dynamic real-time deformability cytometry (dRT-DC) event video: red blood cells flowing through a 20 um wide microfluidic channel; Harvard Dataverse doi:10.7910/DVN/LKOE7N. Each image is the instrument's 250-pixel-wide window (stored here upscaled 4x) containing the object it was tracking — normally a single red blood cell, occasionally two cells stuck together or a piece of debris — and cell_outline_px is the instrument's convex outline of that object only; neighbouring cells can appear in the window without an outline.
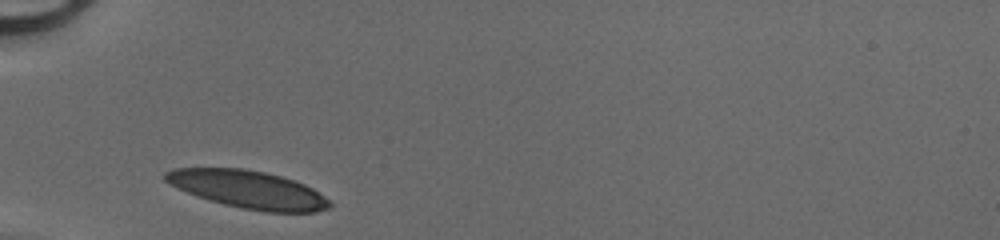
{"species": "human", "species_latin": "Homo sapiens", "temperature_condition": "cold", "stored_images_in_passage": 25, "camera_frame_rate_fps": 3000, "um_per_image_px": 0.085, "donor": {"sex": "male"}, "frame": {"image": 1, "passage_image": 1, "time_ms": 0.0, "image_size_px": [1000, 240], "cell_outline_px": [[332, 204], [328, 208], [316, 212], [264, 212], [240, 208], [224, 204], [188, 192], [164, 180], [164, 172], [172, 168], [240, 168], [264, 172], [280, 176], [304, 184], [312, 188], [324, 196]], "centroid_in_image_um": [21.11, 16.1], "position_along_channel_um": 63.9, "area_um2": 35.66}}
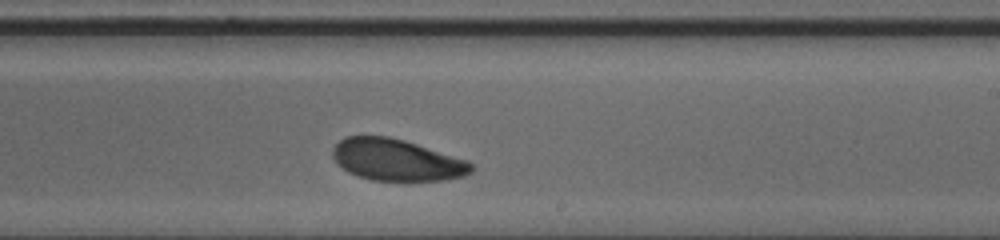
{"frame": {"image": 2, "passage_image": 15, "time_ms": 4.667, "image_size_px": [1000, 240], "cell_outline_px": [[476, 168], [472, 172], [464, 176], [444, 180], [372, 180], [356, 176], [348, 172], [336, 164], [332, 156], [332, 148], [344, 136], [388, 136], [404, 140], [468, 160]], "centroid_in_image_um": [33.7, 13.59], "position_along_channel_um": 255.3, "area_um2": 33.81}}
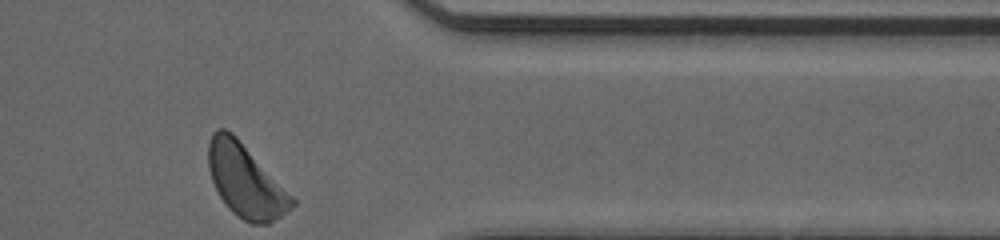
{"frame": {"image": 3, "passage_image": 25, "time_ms": 8.0, "image_size_px": [1000, 240], "cell_outline_px": [[296, 204], [292, 208], [268, 224], [252, 224], [244, 220], [232, 212], [224, 204], [212, 180], [208, 168], [208, 144], [212, 132], [216, 128], [224, 128], [232, 132], [236, 136], [296, 200]], "centroid_in_image_um": [20.85, 15.37], "position_along_channel_um": 390.6, "area_um2": 35.2}}